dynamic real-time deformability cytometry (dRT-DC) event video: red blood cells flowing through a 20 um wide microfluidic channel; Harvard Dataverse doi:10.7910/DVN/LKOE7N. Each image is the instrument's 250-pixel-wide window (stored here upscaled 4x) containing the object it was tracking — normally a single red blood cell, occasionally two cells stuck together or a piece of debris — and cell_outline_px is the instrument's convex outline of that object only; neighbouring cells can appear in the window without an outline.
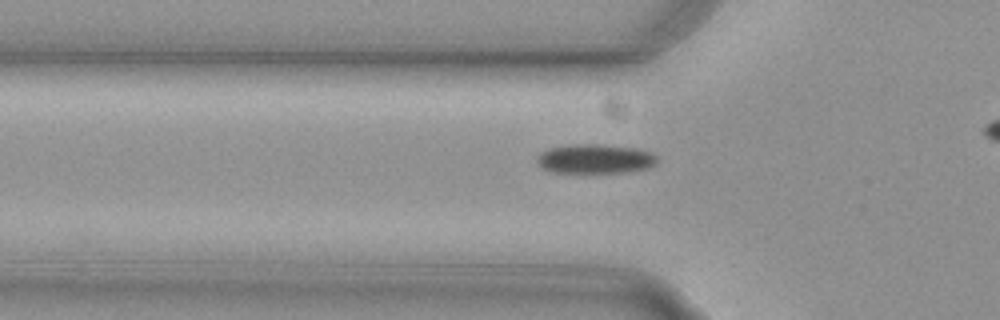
{"species": "common noctule bat (a hibernating species)", "species_latin": "Nyctalus noctula", "temperature_condition": "cold", "stored_images_in_passage": 34, "camera_frame_rate_fps": 3000, "um_per_image_px": 0.085, "animal": {"sex": "female", "body_mass_g": 29.2, "forearm_length_mm": 56.3}, "frame": {"image": 1, "passage_image": 7, "time_ms": 2.0, "image_size_px": [1000, 320], "cell_outline_px": [[656, 164], [648, 168], [624, 172], [552, 172], [544, 168], [536, 160], [536, 156], [540, 152], [548, 148], [572, 144], [596, 144], [636, 148], [652, 152], [656, 156]], "centroid_in_image_um": [50.58, 13.49], "position_along_channel_um": 75.2, "area_um2": 20.46}}
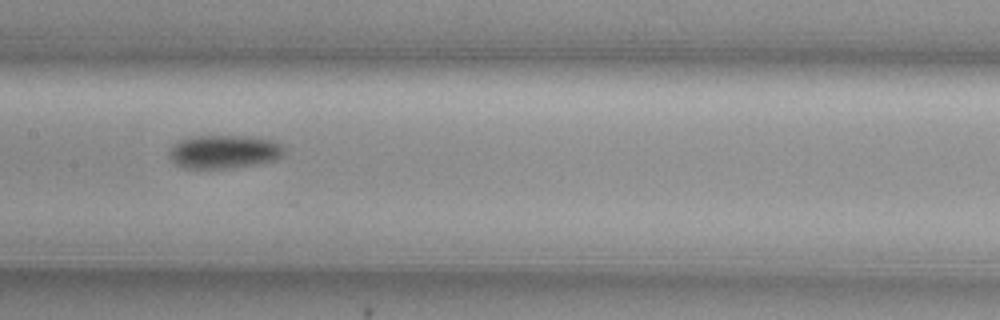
{"frame": {"image": 2, "passage_image": 16, "time_ms": 5.0, "image_size_px": [1000, 320], "cell_outline_px": [[284, 152], [276, 160], [256, 164], [228, 168], [184, 168], [176, 164], [168, 156], [168, 152], [172, 144], [180, 140], [192, 136], [248, 136], [272, 140], [280, 144], [284, 148]], "centroid_in_image_um": [19.01, 12.89], "position_along_channel_um": 188.4, "area_um2": 22.43}}
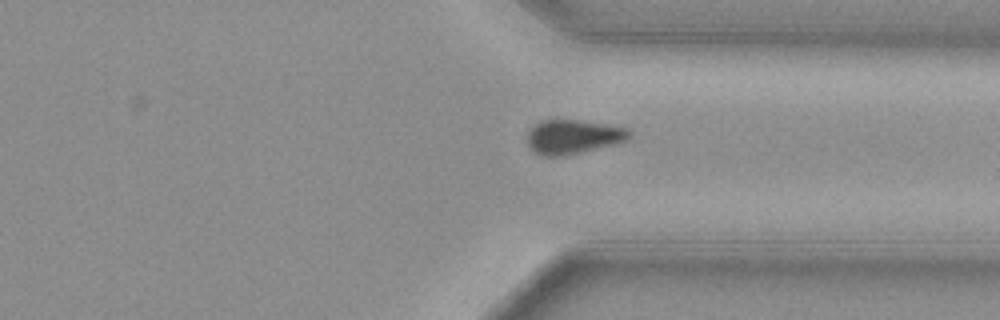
{"frame": {"image": 3, "passage_image": 30, "time_ms": 9.667, "image_size_px": [1000, 320], "cell_outline_px": [[628, 136], [624, 140], [612, 144], [564, 156], [544, 156], [532, 152], [528, 144], [528, 132], [532, 124], [540, 120], [580, 120], [624, 128], [628, 132]], "centroid_in_image_um": [48.57, 11.62], "position_along_channel_um": 362.8, "area_um2": 19.88}}